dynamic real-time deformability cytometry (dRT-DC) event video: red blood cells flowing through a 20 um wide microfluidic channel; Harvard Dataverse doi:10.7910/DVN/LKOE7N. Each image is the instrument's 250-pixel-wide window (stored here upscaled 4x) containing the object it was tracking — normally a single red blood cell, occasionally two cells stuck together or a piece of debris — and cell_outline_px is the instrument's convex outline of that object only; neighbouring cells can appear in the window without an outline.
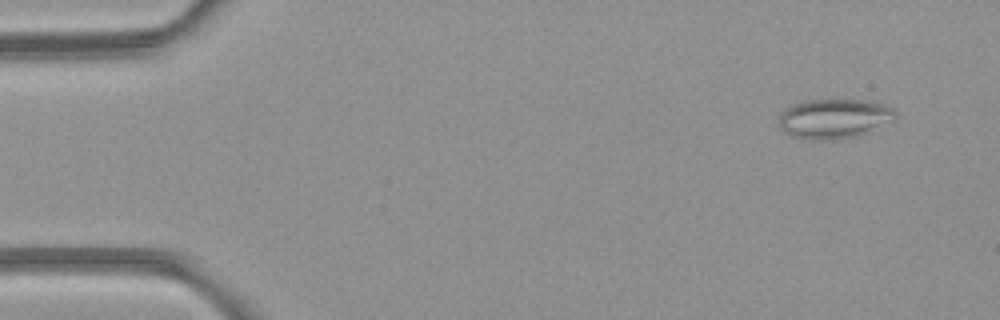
{"species": "common noctule bat (a hibernating species)", "species_latin": "Nyctalus noctula", "temperature_condition": "room temperature", "stored_images_in_passage": 5, "camera_frame_rate_fps": 3000, "um_per_image_px": 0.085, "animal": {"sex": "female", "body_mass_g": 21.9}, "frame": {"image": 1, "passage_image": 1, "time_ms": 0.0, "image_size_px": [1000, 320], "cell_outline_px": [[896, 116], [892, 120], [860, 136], [832, 140], [808, 140], [792, 136], [784, 132], [780, 128], [776, 120], [780, 112], [784, 108], [792, 104], [804, 100], [868, 100], [884, 104], [892, 108], [896, 112]], "centroid_in_image_um": [70.83, 10.09], "position_along_channel_um": 14.2, "area_um2": 27.4}}